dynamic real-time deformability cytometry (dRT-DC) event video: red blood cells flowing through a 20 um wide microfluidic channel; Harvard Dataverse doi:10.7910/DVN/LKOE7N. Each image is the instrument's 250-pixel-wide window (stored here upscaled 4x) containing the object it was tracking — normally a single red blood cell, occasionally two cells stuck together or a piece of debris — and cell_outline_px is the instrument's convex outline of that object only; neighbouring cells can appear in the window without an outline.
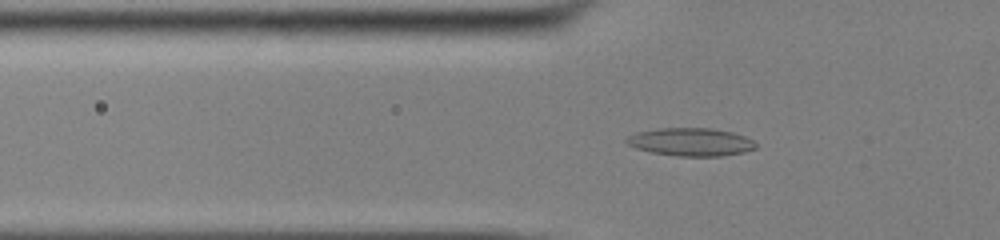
{"species": "common noctule bat (a hibernating species)", "species_latin": "Nyctalus noctula", "temperature_condition": "cold", "stored_images_in_passage": 55, "camera_frame_rate_fps": 3000, "um_per_image_px": 0.085, "animal": {"sex": "male", "body_mass_g": 13.0, "forearm_length_mm": 53.1}, "frame": {"image": 1, "passage_image": 20, "time_ms": 6.333, "image_size_px": [1000, 240], "cell_outline_px": [[756, 148], [744, 152], [720, 156], [680, 156], [652, 152], [636, 148], [628, 144], [624, 140], [628, 136], [636, 132], [656, 128], [712, 128], [732, 132], [744, 136], [752, 140], [756, 144]], "centroid_in_image_um": [58.7, 12.06], "position_along_channel_um": 67.1, "area_um2": 21.04}}
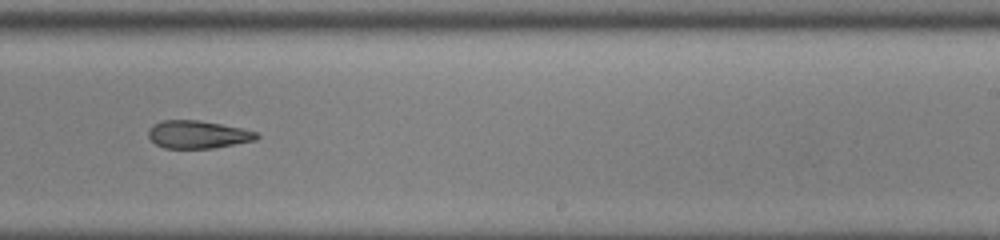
{"frame": {"image": 2, "passage_image": 36, "time_ms": 11.667, "image_size_px": [1000, 240], "cell_outline_px": [[260, 136], [256, 140], [216, 148], [164, 148], [156, 144], [148, 136], [148, 128], [152, 124], [164, 120], [196, 120], [220, 124], [240, 128], [256, 132]], "centroid_in_image_um": [16.79, 11.44], "position_along_channel_um": 272.2, "area_um2": 17.51}}
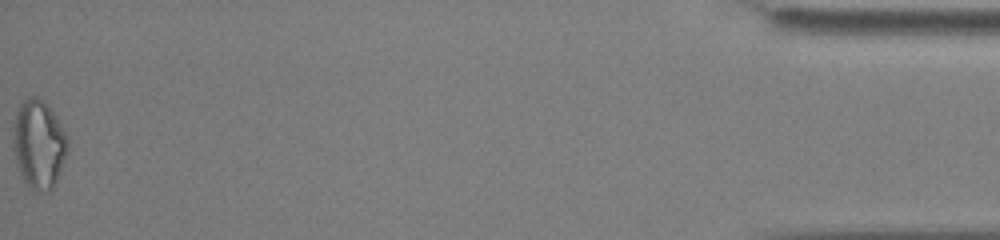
{"frame": {"image": 3, "passage_image": 55, "time_ms": 18.0, "image_size_px": [1000, 240], "cell_outline_px": [[68, 152], [56, 180], [52, 188], [48, 192], [36, 192], [28, 188], [24, 184], [12, 148], [12, 128], [16, 108], [20, 100], [28, 96], [36, 96], [44, 100], [48, 104], [56, 116], [68, 136]], "centroid_in_image_um": [3.27, 12.22], "position_along_channel_um": 431.9, "area_um2": 29.07}, "authors_computed_cell_mechanics": {"area_um2": 20.1144, "velocity_mm_per_s": 3.906, "shape_relaxation_time_tau1_ms": 5.5402, "shape_relaxation_time_tau2_ms": 6.4318, "deformation_change_tau1": 0.1397, "deformation_change_tau2": 0.1721}}